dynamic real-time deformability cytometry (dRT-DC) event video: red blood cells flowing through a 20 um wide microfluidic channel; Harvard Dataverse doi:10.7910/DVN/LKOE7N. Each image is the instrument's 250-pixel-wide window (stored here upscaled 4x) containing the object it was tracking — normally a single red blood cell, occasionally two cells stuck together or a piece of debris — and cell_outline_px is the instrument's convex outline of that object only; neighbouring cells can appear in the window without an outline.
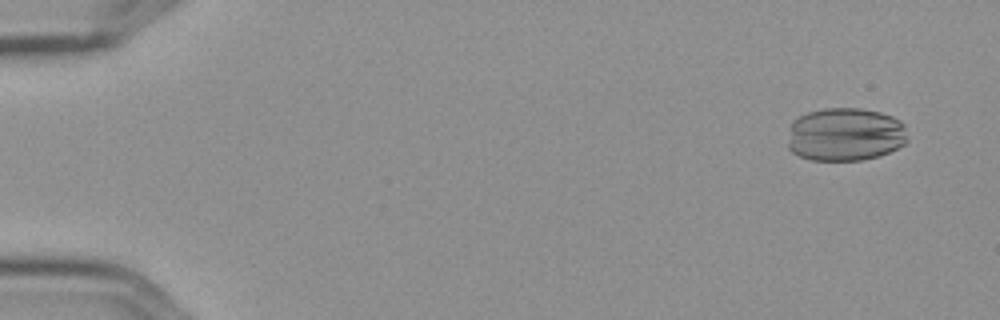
{"species": "Egyptian fruit bat (a non-hibernating species)", "species_latin": "Rousettus aegyptiacus", "temperature_condition": "cold", "stored_images_in_passage": 7, "camera_frame_rate_fps": 3000, "um_per_image_px": 0.085, "frame": {"image": 1, "passage_image": 2, "time_ms": 0.333, "image_size_px": [1000, 320], "cell_outline_px": [[908, 140], [904, 144], [880, 156], [864, 160], [812, 160], [800, 156], [792, 152], [788, 148], [788, 140], [792, 120], [808, 112], [824, 108], [860, 108], [880, 112], [892, 116], [900, 120], [904, 124]], "centroid_in_image_um": [71.85, 11.42], "position_along_channel_um": 13.1, "area_um2": 37.51}}